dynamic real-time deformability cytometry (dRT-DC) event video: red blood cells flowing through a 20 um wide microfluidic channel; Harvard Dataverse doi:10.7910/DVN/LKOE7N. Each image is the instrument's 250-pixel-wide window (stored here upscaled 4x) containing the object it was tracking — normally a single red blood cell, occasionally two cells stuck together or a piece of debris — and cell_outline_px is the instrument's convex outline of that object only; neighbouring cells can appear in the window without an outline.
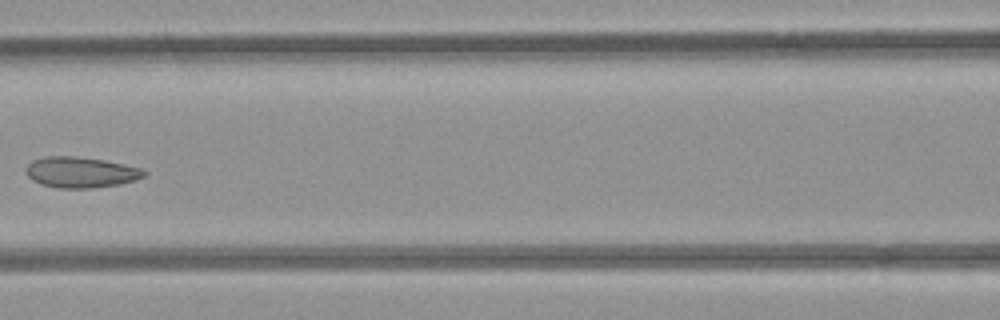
{"species": "common noctule bat (a hibernating species)", "species_latin": "Nyctalus noctula", "temperature_condition": "room temperature", "stored_images_in_passage": 8, "camera_frame_rate_fps": 3000, "um_per_image_px": 0.085, "animal": {"sex": "female", "body_mass_g": 21.9}, "frame": {"image": 1, "passage_image": 7, "time_ms": 8.0, "image_size_px": [1000, 320], "cell_outline_px": [[148, 172], [144, 176], [136, 180], [120, 184], [92, 188], [60, 188], [40, 184], [32, 180], [24, 172], [24, 168], [32, 160], [44, 156], [76, 156], [104, 160], [124, 164], [140, 168]], "centroid_in_image_um": [6.83, 14.64], "position_along_channel_um": 159.8, "area_um2": 21.39}}
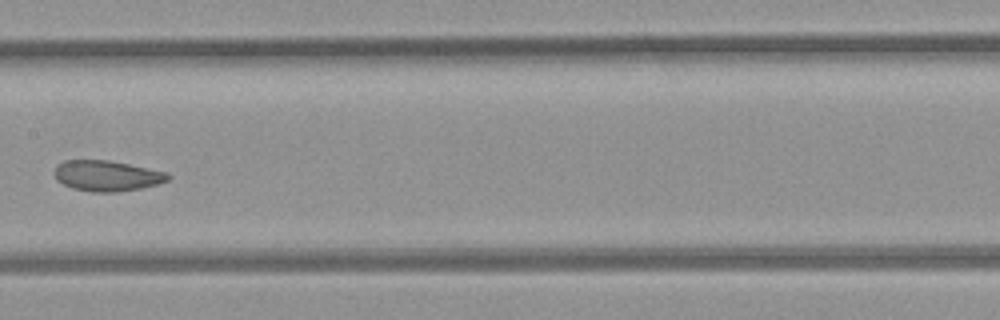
{"frame": {"image": 2, "passage_image": 8, "time_ms": 9.0, "image_size_px": [1000, 320], "cell_outline_px": [[172, 176], [168, 180], [156, 184], [140, 188], [116, 192], [92, 192], [72, 188], [56, 180], [52, 172], [56, 164], [64, 160], [108, 160], [168, 172]], "centroid_in_image_um": [9.04, 14.93], "position_along_channel_um": 198.4, "area_um2": 20.4}}